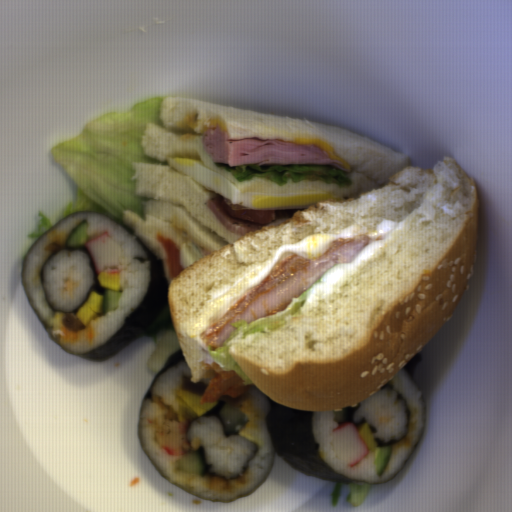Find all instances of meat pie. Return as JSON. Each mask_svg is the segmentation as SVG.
Segmentation results:
<instances>
[{
	"label": "meat pie",
	"instance_id": "1",
	"mask_svg": "<svg viewBox=\"0 0 512 512\" xmlns=\"http://www.w3.org/2000/svg\"><path fill=\"white\" fill-rule=\"evenodd\" d=\"M368 235L358 234L352 238H337L327 251L317 258L308 259L296 253L289 254L278 262L272 271L252 290L235 301L225 315L212 323L199 336L207 345L216 348L237 327V319L247 324L273 313L285 310L293 298L300 296L335 264L353 261L369 244Z\"/></svg>",
	"mask_w": 512,
	"mask_h": 512
},
{
	"label": "meat pie",
	"instance_id": "2",
	"mask_svg": "<svg viewBox=\"0 0 512 512\" xmlns=\"http://www.w3.org/2000/svg\"><path fill=\"white\" fill-rule=\"evenodd\" d=\"M205 369L212 370L215 378L211 379L203 396L200 399L201 406L204 404L214 403L222 396H229L237 399L245 394L249 387L244 385L245 382L235 370H223L217 362L210 365L207 364Z\"/></svg>",
	"mask_w": 512,
	"mask_h": 512
}]
</instances>
